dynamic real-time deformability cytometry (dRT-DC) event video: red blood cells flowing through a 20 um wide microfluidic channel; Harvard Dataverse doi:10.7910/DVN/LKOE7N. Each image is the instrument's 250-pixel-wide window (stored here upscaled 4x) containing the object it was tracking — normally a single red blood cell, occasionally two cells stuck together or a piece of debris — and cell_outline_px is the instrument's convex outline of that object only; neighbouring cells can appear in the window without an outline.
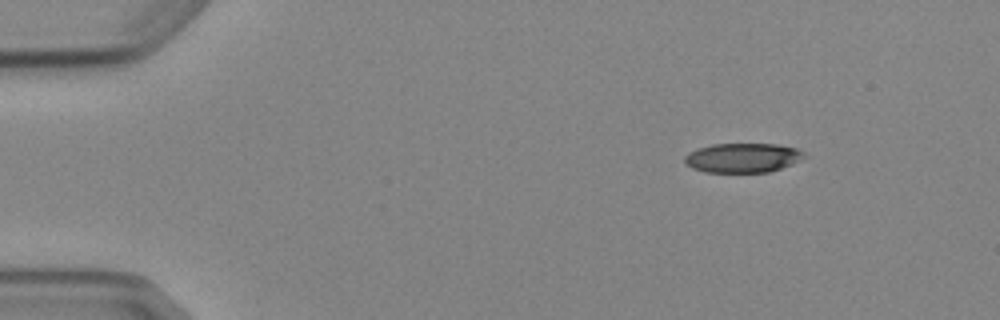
{"species": "Egyptian fruit bat (a non-hibernating species)", "species_latin": "Rousettus aegyptiacus", "temperature_condition": "cold", "stored_images_in_passage": 4, "camera_frame_rate_fps": 3000, "um_per_image_px": 0.085, "animal": {"sex": "female"}, "frame": {"image": 1, "passage_image": 1, "time_ms": 0.0, "image_size_px": [1000, 320], "cell_outline_px": [[808, 156], [792, 164], [768, 172], [704, 172], [692, 168], [684, 164], [684, 156], [688, 152], [712, 144], [776, 144], [796, 148], [804, 152]], "centroid_in_image_um": [63.12, 13.41], "position_along_channel_um": 21.9, "area_um2": 20.58}}
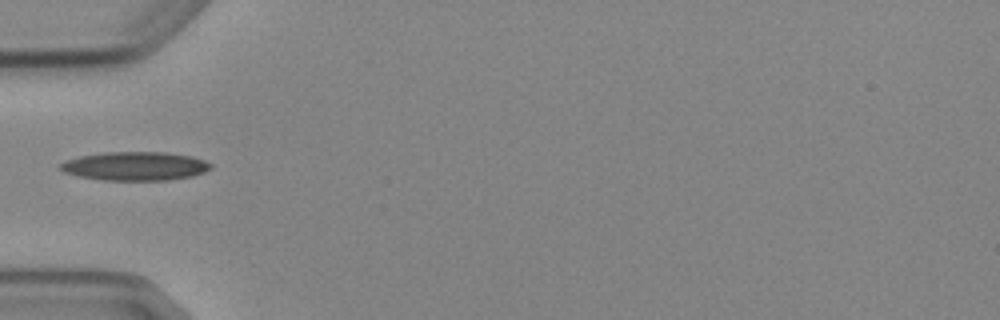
{"frame": {"image": 2, "passage_image": 4, "time_ms": 3.667, "image_size_px": [1000, 320], "cell_outline_px": [[212, 168], [204, 172], [192, 176], [168, 180], [104, 180], [80, 176], [64, 172], [60, 168], [60, 164], [64, 160], [80, 156], [104, 152], [164, 152], [192, 156], [204, 160], [212, 164]], "centroid_in_image_um": [11.5, 14.11], "position_along_channel_um": 73.5, "area_um2": 25.14}}